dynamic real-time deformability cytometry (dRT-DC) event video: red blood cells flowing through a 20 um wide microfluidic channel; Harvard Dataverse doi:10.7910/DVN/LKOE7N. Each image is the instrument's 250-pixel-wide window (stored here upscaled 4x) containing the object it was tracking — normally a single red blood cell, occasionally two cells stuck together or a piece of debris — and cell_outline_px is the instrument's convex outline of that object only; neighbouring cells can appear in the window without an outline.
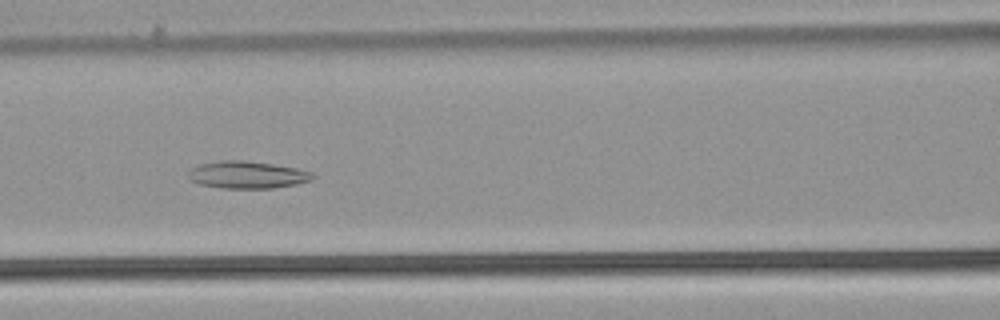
{"species": "common noctule bat (a hibernating species)", "species_latin": "Nyctalus noctula", "temperature_condition": "warm", "stored_images_in_passage": 33, "camera_frame_rate_fps": 3000, "um_per_image_px": 0.085, "animal": {"sex": "male", "body_mass_g": 21.5, "forearm_length_mm": 52.0}, "frame": {"image": 1, "passage_image": 12, "time_ms": 3.667, "image_size_px": [1000, 320], "cell_outline_px": [[316, 176], [312, 180], [296, 184], [272, 188], [220, 188], [200, 184], [192, 180], [188, 176], [188, 172], [192, 168], [200, 164], [220, 160], [244, 160], [272, 164], [296, 168], [312, 172]], "centroid_in_image_um": [21.03, 14.85], "position_along_channel_um": 145.6, "area_um2": 19.71}}
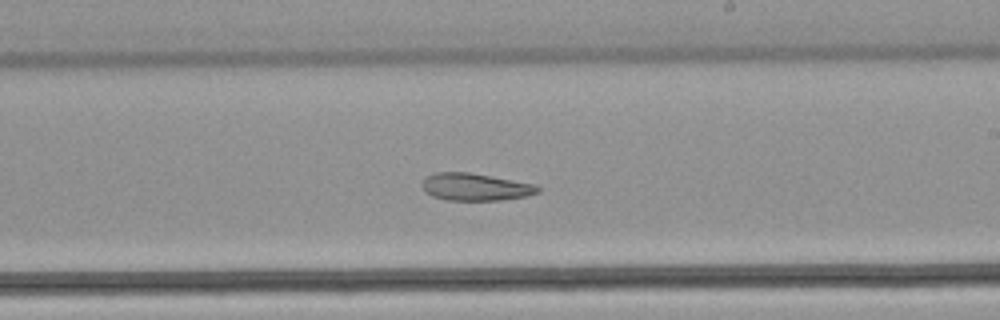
{"frame": {"image": 2, "passage_image": 20, "time_ms": 6.333, "image_size_px": [1000, 320], "cell_outline_px": [[540, 192], [524, 196], [500, 200], [444, 200], [432, 196], [424, 192], [424, 180], [428, 176], [436, 172], [468, 172], [536, 184], [540, 188]], "centroid_in_image_um": [40.41, 15.89], "position_along_channel_um": 248.6, "area_um2": 18.26}}
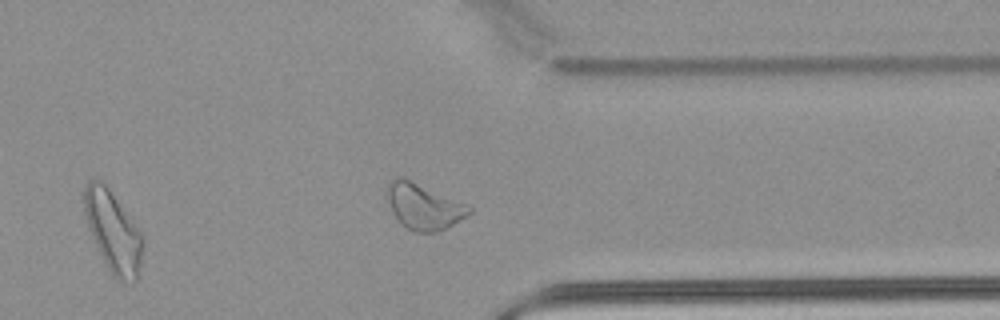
{"frame": {"image": 3, "passage_image": 30, "time_ms": 9.667, "image_size_px": [1000, 320], "cell_outline_px": [[144, 244], [140, 264], [136, 280], [132, 284], [120, 280], [108, 268], [92, 236], [84, 212], [84, 188], [88, 180], [100, 180], [108, 188], [140, 232], [144, 240]], "centroid_in_image_um": [9.61, 19.69], "position_along_channel_um": 401.8, "area_um2": 26.7}, "authors_computed_cell_mechanics": {"area_um2": 19.7098, "velocity_mm_per_s": 3.8797, "shape_relaxation_time_tau1_ms": null, "shape_relaxation_time_tau2_ms": 8.0051, "deformation_change_tau1": null, "deformation_change_tau2": 0.1698}}